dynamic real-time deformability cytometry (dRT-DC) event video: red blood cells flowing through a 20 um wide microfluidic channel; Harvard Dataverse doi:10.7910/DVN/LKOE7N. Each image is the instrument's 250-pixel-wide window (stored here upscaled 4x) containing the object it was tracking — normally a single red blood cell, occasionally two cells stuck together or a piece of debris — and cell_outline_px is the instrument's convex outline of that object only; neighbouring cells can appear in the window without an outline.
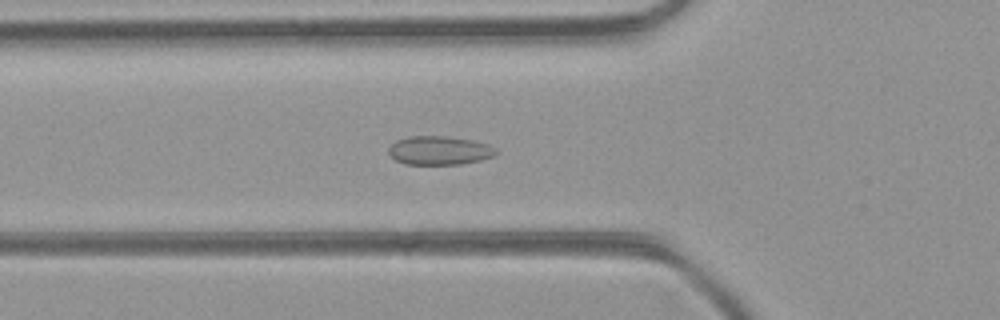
{"species": "common noctule bat (a hibernating species)", "species_latin": "Nyctalus noctula", "temperature_condition": "room temperature", "stored_images_in_passage": 46, "camera_frame_rate_fps": 3000, "um_per_image_px": 0.085, "animal": {"sex": "female", "body_mass_g": 21.9}, "frame": {"image": 1, "passage_image": 16, "time_ms": 5.0, "image_size_px": [1000, 320], "cell_outline_px": [[500, 152], [496, 156], [480, 160], [460, 164], [404, 164], [396, 160], [388, 152], [388, 148], [396, 140], [408, 136], [448, 136], [472, 140], [488, 144], [496, 148]], "centroid_in_image_um": [37.38, 12.78], "position_along_channel_um": 88.4, "area_um2": 18.15}}
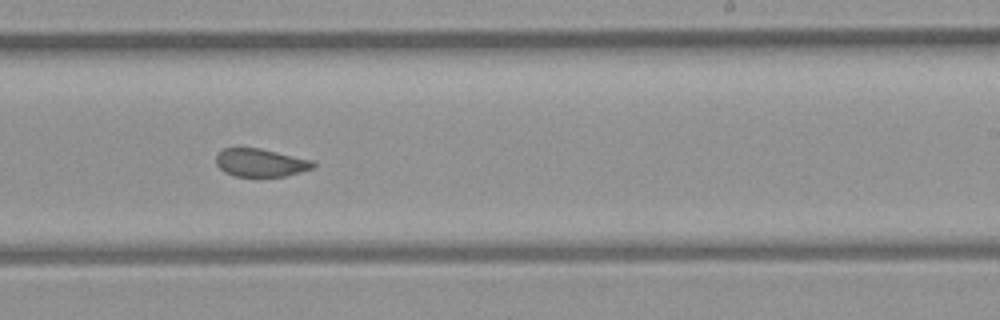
{"frame": {"image": 2, "passage_image": 28, "time_ms": 9.0, "image_size_px": [1000, 320], "cell_outline_px": [[316, 168], [284, 176], [236, 176], [224, 172], [216, 164], [216, 156], [224, 148], [260, 148], [312, 160], [316, 164]], "centroid_in_image_um": [22.17, 13.83], "position_along_channel_um": 266.8, "area_um2": 15.78}}
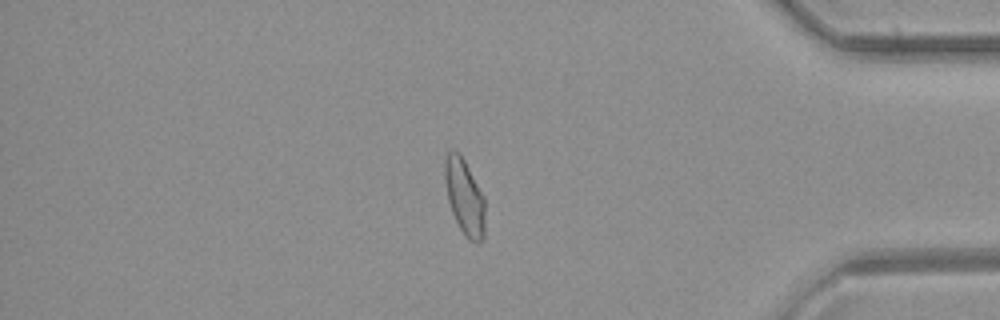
{"frame": {"image": 3, "passage_image": 39, "time_ms": 12.667, "image_size_px": [1000, 320], "cell_outline_px": [[484, 236], [476, 244], [468, 240], [464, 236], [452, 212], [448, 200], [444, 180], [444, 160], [448, 152], [452, 148], [460, 152], [484, 196]], "centroid_in_image_um": [39.47, 16.71], "position_along_channel_um": 395.7, "area_um2": 17.92}, "authors_computed_cell_mechanics": {"area_um2": 18.0625, "velocity_mm_per_s": 4.4445, "shape_relaxation_time_tau1_ms": null, "shape_relaxation_time_tau2_ms": 0.9058, "deformation_change_tau1": null, "deformation_change_tau2": 0.0577}}